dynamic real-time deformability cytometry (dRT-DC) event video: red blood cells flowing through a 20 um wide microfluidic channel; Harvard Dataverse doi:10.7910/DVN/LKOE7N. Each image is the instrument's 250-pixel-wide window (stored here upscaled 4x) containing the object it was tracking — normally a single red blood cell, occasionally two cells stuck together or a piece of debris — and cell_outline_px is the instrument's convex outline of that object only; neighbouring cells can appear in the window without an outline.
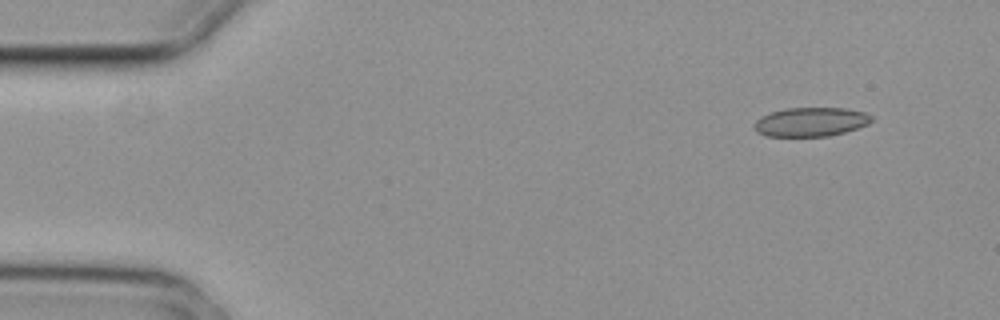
{"species": "common noctule bat (a hibernating species)", "species_latin": "Nyctalus noctula", "temperature_condition": "cold", "stored_images_in_passage": 2, "camera_frame_rate_fps": 3000, "um_per_image_px": 0.085, "animal": {"sex": "female", "body_mass_g": 29.2, "forearm_length_mm": 56.3}, "frame": {"image": 1, "passage_image": 1, "time_ms": 0.0, "image_size_px": [1000, 320], "cell_outline_px": [[872, 120], [868, 124], [844, 132], [828, 136], [764, 136], [756, 132], [756, 120], [760, 116], [784, 108], [848, 108], [864, 112], [872, 116]], "centroid_in_image_um": [68.91, 10.36], "position_along_channel_um": 16.1, "area_um2": 19.77}}